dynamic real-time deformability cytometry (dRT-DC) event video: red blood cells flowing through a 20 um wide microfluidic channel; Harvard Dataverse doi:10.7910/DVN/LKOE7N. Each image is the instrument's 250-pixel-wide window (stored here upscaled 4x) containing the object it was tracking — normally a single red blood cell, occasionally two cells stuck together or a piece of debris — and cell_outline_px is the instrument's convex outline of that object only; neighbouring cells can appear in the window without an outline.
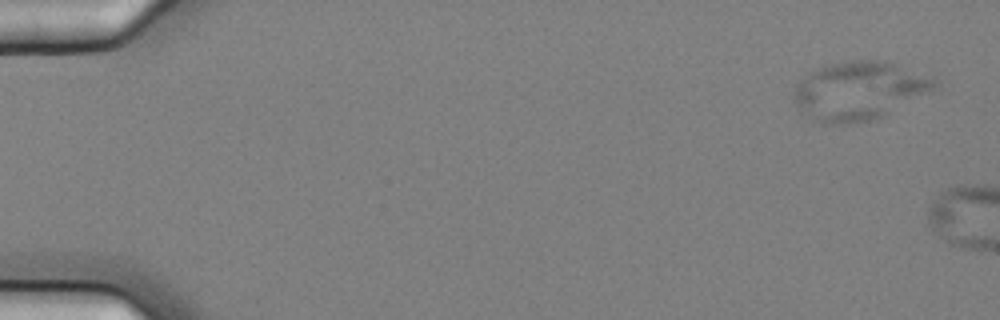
{"species": "common noctule bat (a hibernating species)", "species_latin": "Nyctalus noctula", "temperature_condition": "cold", "stored_images_in_passage": 4, "camera_frame_rate_fps": 3000, "um_per_image_px": 0.085, "animal": {"sex": "female", "body_mass_g": 25.1}, "frame": {"image": 1, "passage_image": 1, "time_ms": 0.0, "image_size_px": [1000, 320], "cell_outline_px": [[940, 84], [880, 116], [868, 120], [844, 124], [820, 120], [800, 112], [792, 100], [792, 96], [800, 80], [816, 68], [824, 64], [852, 60], [880, 60], [932, 76], [940, 80]], "centroid_in_image_um": [72.96, 7.66], "position_along_channel_um": 12.0, "area_um2": 46.59}}